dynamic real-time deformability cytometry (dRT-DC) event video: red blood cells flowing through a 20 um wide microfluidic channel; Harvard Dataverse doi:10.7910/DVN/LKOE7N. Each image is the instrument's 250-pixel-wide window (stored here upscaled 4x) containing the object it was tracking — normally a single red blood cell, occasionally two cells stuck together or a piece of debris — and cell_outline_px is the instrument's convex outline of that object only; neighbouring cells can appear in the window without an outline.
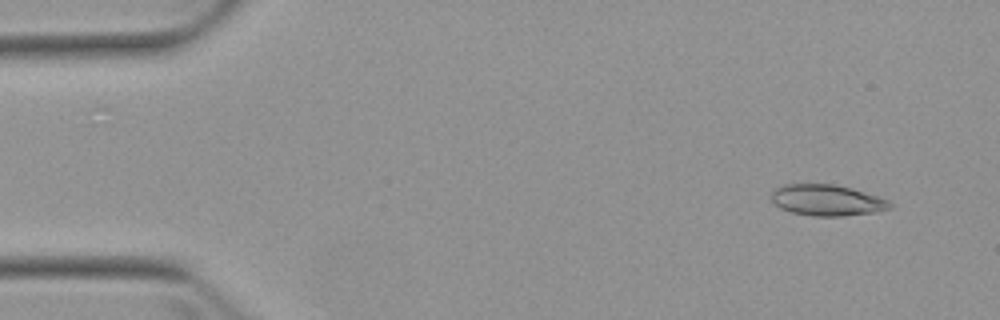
{"species": "Egyptian fruit bat (a non-hibernating species)", "species_latin": "Rousettus aegyptiacus", "temperature_condition": "warm", "stored_images_in_passage": 4, "camera_frame_rate_fps": 3000, "um_per_image_px": 0.085, "animal": {"sex": "female"}, "frame": {"image": 1, "passage_image": 1, "time_ms": 0.0, "image_size_px": [1000, 320], "cell_outline_px": [[892, 208], [876, 212], [844, 216], [812, 216], [792, 212], [780, 208], [772, 200], [772, 192], [776, 188], [784, 184], [836, 184], [852, 188], [888, 200], [892, 204]], "centroid_in_image_um": [70.31, 17.02], "position_along_channel_um": 14.7, "area_um2": 21.44}}
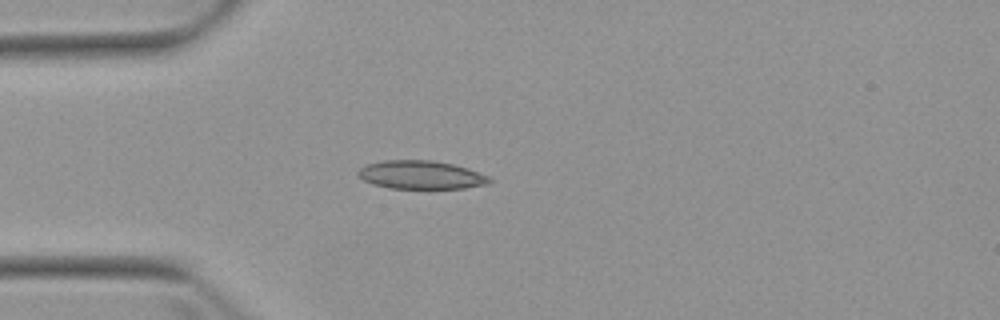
{"frame": {"image": 2, "passage_image": 3, "time_ms": 3.333, "image_size_px": [1000, 320], "cell_outline_px": [[492, 180], [488, 184], [464, 188], [388, 188], [372, 184], [356, 176], [356, 172], [360, 168], [368, 164], [384, 160], [432, 160], [452, 164], [468, 168], [488, 176]], "centroid_in_image_um": [35.75, 14.86], "position_along_channel_um": 49.2, "area_um2": 21.73}}